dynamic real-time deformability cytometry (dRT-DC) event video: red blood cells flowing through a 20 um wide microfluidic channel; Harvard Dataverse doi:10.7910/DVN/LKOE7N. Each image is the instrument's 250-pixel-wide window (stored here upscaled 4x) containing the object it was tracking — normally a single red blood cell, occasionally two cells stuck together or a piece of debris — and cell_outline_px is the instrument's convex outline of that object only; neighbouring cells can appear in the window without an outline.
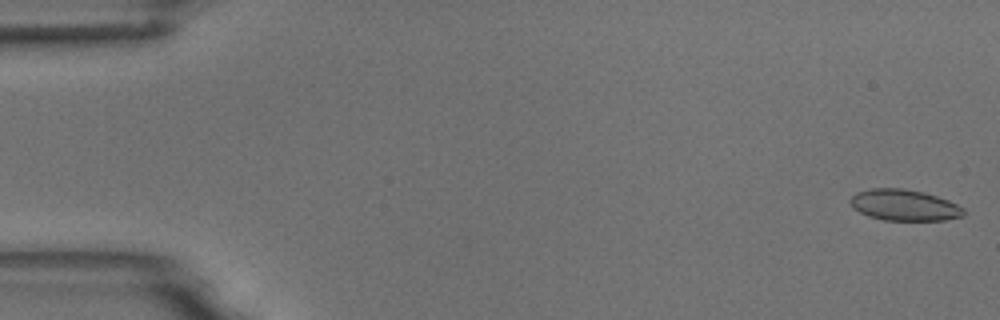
{"species": "common noctule bat (a hibernating species)", "species_latin": "Nyctalus noctula", "temperature_condition": "room temperature", "stored_images_in_passage": 6, "camera_frame_rate_fps": 3000, "um_per_image_px": 0.085, "animal": {"sex": "male", "body_mass_g": 18.8}, "frame": {"image": 1, "passage_image": 1, "time_ms": 0.0, "image_size_px": [1000, 320], "cell_outline_px": [[964, 216], [944, 220], [884, 220], [868, 216], [852, 208], [848, 200], [856, 192], [872, 188], [904, 188], [924, 192], [948, 200], [964, 208]], "centroid_in_image_um": [76.83, 17.43], "position_along_channel_um": 8.2, "area_um2": 20.69}}
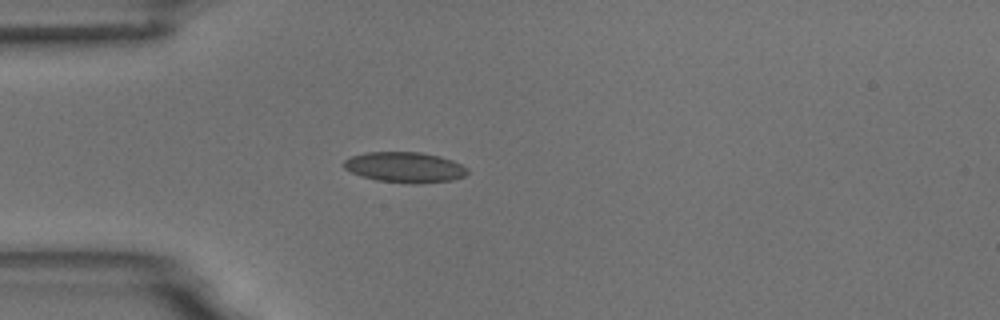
{"frame": {"image": 2, "passage_image": 5, "time_ms": 4.667, "image_size_px": [1000, 320], "cell_outline_px": [[468, 172], [464, 176], [452, 180], [416, 184], [408, 184], [376, 180], [360, 176], [344, 168], [344, 160], [352, 156], [368, 152], [420, 152], [440, 156], [452, 160], [468, 168]], "centroid_in_image_um": [34.42, 14.22], "position_along_channel_um": 50.6, "area_um2": 22.02}}